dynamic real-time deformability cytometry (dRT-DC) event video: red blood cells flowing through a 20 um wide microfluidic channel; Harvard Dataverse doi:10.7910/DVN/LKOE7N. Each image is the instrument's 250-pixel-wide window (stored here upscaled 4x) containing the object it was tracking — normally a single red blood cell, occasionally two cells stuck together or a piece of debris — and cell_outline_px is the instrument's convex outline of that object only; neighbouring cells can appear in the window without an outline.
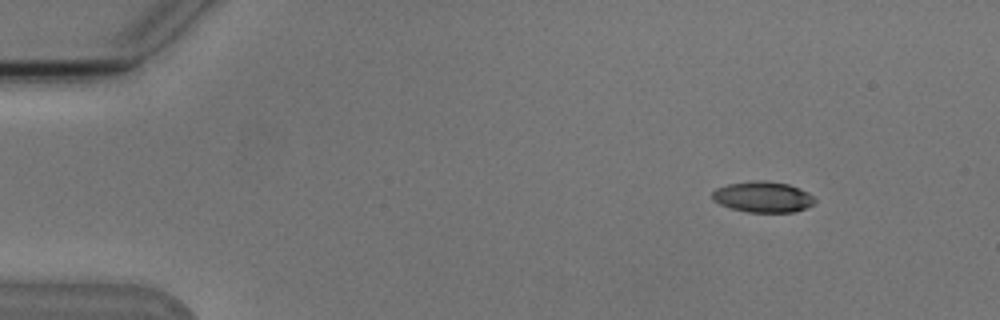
{"species": "Egyptian fruit bat (a non-hibernating species)", "species_latin": "Rousettus aegyptiacus", "temperature_condition": "cold", "stored_images_in_passage": 4, "camera_frame_rate_fps": 3000, "um_per_image_px": 0.085, "animal": {"sex": "male"}, "frame": {"image": 1, "passage_image": 1, "time_ms": 0.0, "image_size_px": [1000, 320], "cell_outline_px": [[816, 200], [812, 204], [804, 208], [792, 212], [748, 212], [732, 208], [720, 204], [712, 200], [712, 192], [716, 188], [728, 184], [752, 180], [764, 180], [788, 184], [800, 188], [808, 192]], "centroid_in_image_um": [64.82, 16.72], "position_along_channel_um": 20.2, "area_um2": 18.38}}
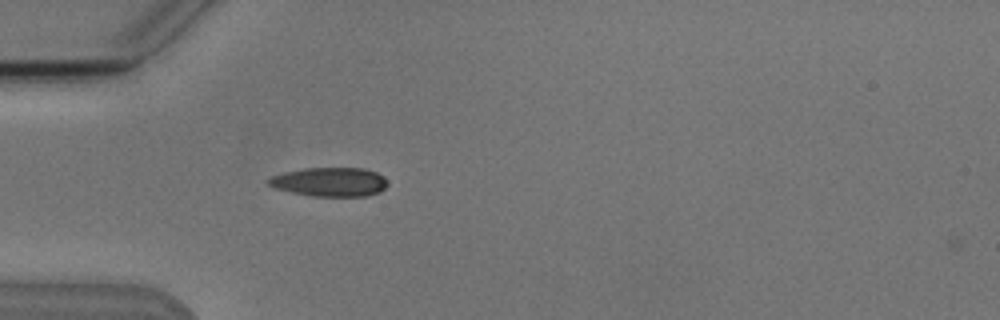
{"frame": {"image": 2, "passage_image": 4, "time_ms": 3.333, "image_size_px": [1000, 320], "cell_outline_px": [[388, 184], [380, 192], [364, 196], [312, 196], [292, 192], [276, 188], [268, 184], [268, 180], [272, 176], [284, 172], [304, 168], [364, 168], [376, 172], [384, 176]], "centroid_in_image_um": [28.06, 15.46], "position_along_channel_um": 56.9, "area_um2": 20.06}}